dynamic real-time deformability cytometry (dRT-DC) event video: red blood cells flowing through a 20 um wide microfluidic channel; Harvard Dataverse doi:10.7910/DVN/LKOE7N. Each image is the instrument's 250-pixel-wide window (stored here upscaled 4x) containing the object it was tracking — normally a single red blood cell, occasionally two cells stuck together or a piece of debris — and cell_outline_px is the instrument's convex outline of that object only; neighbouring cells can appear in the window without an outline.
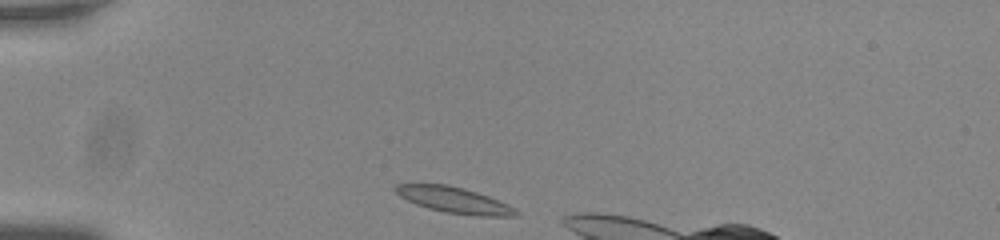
{"species": "common noctule bat (a hibernating species)", "species_latin": "Nyctalus noctula", "temperature_condition": "room temperature", "stored_images_in_passage": 22, "camera_frame_rate_fps": 3000, "um_per_image_px": 0.085, "animal": {"sex": "male", "body_mass_g": 20.0, "forearm_length_mm": 53.3}, "frame": {"image": 1, "passage_image": 1, "time_ms": 0.0, "image_size_px": [1000, 240], "cell_outline_px": [[520, 216], [476, 216], [444, 212], [428, 208], [416, 204], [400, 196], [392, 188], [396, 184], [448, 184], [464, 188], [488, 196], [508, 204], [516, 208], [520, 212]], "centroid_in_image_um": [38.64, 17.01], "position_along_channel_um": 46.4, "area_um2": 18.32}}
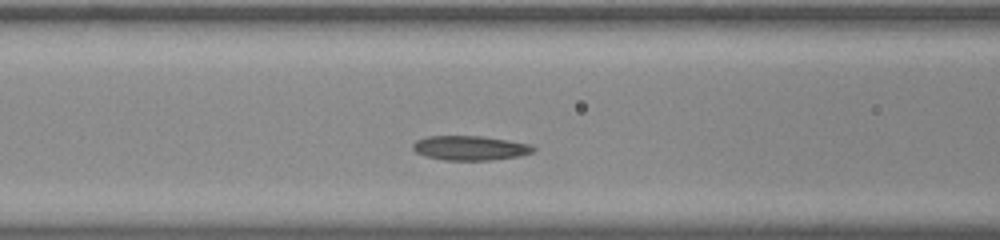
{"frame": {"image": 2, "passage_image": 10, "time_ms": 3.0, "image_size_px": [1000, 240], "cell_outline_px": [[536, 148], [532, 152], [520, 156], [488, 160], [444, 160], [424, 156], [416, 152], [412, 148], [412, 144], [416, 140], [428, 136], [484, 136], [532, 144]], "centroid_in_image_um": [39.95, 12.57], "position_along_channel_um": 126.6, "area_um2": 17.28}}
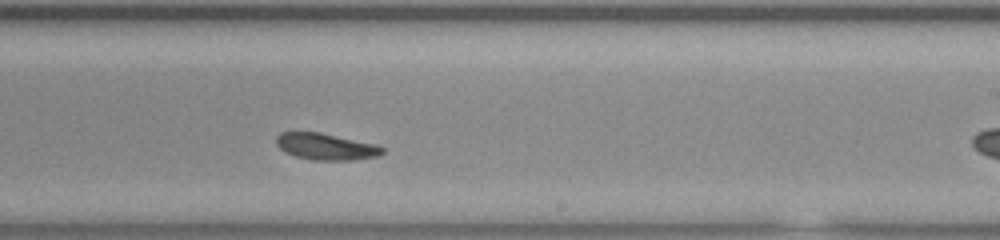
{"frame": {"image": 3, "passage_image": 21, "time_ms": 6.667, "image_size_px": [1000, 240], "cell_outline_px": [[384, 152], [376, 156], [352, 160], [312, 160], [296, 156], [284, 152], [276, 144], [276, 136], [280, 132], [320, 132], [376, 144], [384, 148]], "centroid_in_image_um": [27.68, 12.45], "position_along_channel_um": 261.3, "area_um2": 16.42}}